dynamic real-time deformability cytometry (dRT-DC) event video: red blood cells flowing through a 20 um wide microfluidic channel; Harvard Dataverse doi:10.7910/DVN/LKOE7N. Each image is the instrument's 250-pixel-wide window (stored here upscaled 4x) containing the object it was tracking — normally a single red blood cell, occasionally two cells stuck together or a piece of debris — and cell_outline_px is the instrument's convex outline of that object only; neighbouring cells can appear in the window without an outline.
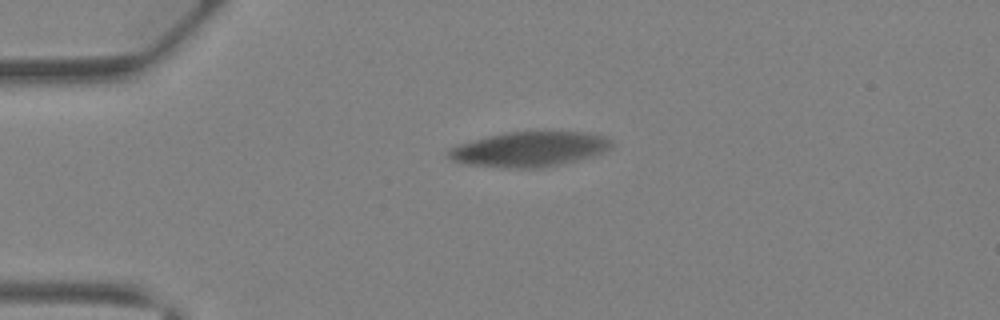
{"species": "Egyptian fruit bat (a non-hibernating species)", "species_latin": "Rousettus aegyptiacus", "temperature_condition": "warm", "stored_images_in_passage": 43, "camera_frame_rate_fps": 3000, "um_per_image_px": 0.085, "animal": {"sex": "female"}, "frame": {"image": 1, "passage_image": 1, "time_ms": 0.0, "image_size_px": [1000, 320], "cell_outline_px": [[612, 148], [604, 152], [592, 156], [544, 168], [500, 168], [464, 164], [452, 160], [444, 156], [456, 144], [488, 136], [508, 132], [580, 132], [604, 136], [612, 140]], "centroid_in_image_um": [44.96, 12.7], "position_along_channel_um": 40.0, "area_um2": 33.35}}
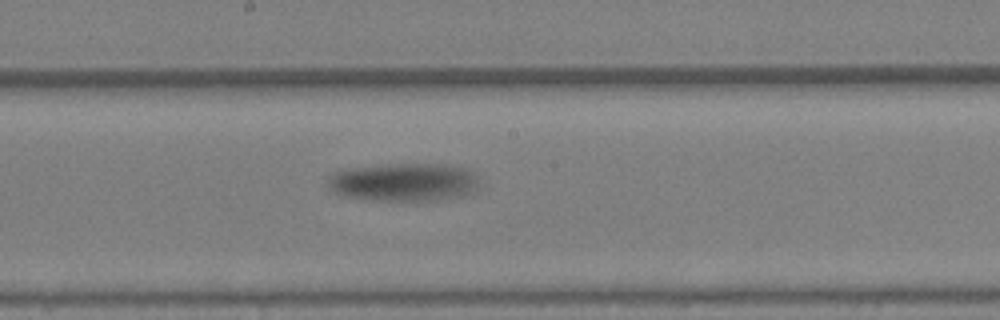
{"frame": {"image": 2, "passage_image": 18, "time_ms": 5.667, "image_size_px": [1000, 320], "cell_outline_px": [[480, 188], [464, 196], [440, 200], [364, 200], [344, 196], [328, 188], [324, 184], [328, 176], [332, 172], [356, 168], [388, 164], [436, 164], [464, 168], [472, 172], [480, 180]], "centroid_in_image_um": [34.32, 15.5], "position_along_channel_um": 213.9, "area_um2": 33.99}}
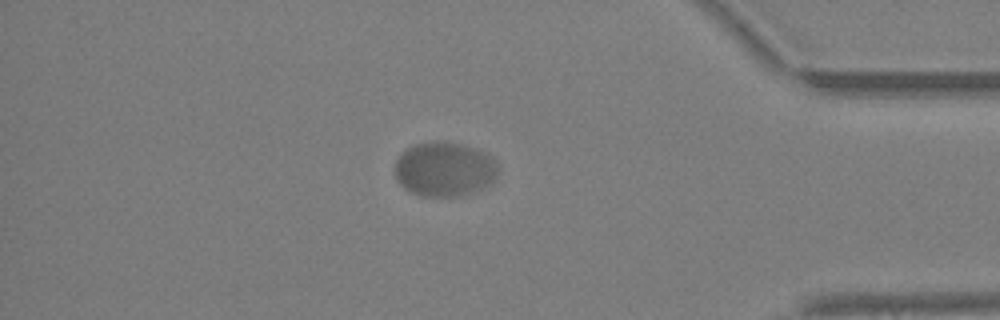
{"frame": {"image": 3, "passage_image": 35, "time_ms": 11.333, "image_size_px": [1000, 320], "cell_outline_px": [[500, 172], [488, 184], [480, 188], [468, 192], [452, 196], [420, 196], [404, 188], [396, 180], [396, 160], [400, 152], [404, 148], [416, 144], [432, 140], [436, 140], [460, 144], [476, 148], [492, 156], [496, 160], [500, 168]], "centroid_in_image_um": [37.76, 14.34], "position_along_channel_um": 397.4, "area_um2": 32.89}}